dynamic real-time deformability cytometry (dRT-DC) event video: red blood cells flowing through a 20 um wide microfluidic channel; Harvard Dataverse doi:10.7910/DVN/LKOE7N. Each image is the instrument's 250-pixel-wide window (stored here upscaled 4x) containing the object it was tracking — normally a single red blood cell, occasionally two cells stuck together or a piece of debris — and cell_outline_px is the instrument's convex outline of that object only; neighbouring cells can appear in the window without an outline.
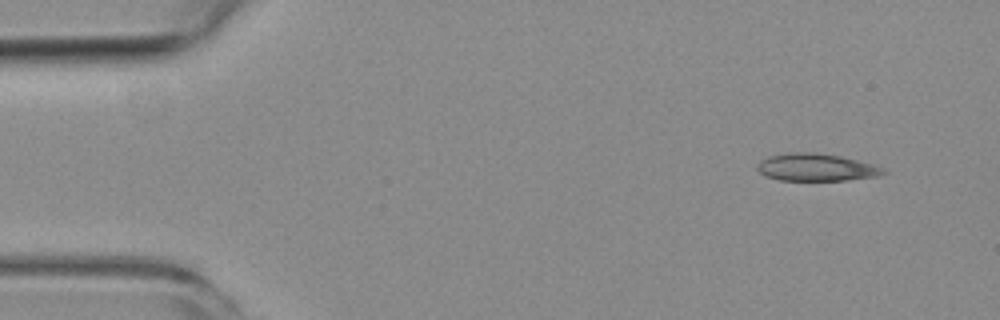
{"species": "common noctule bat (a hibernating species)", "species_latin": "Nyctalus noctula", "temperature_condition": "room temperature", "stored_images_in_passage": 4, "camera_frame_rate_fps": 3000, "um_per_image_px": 0.085, "animal": {"sex": "female", "body_mass_g": 19.3, "forearm_length_mm": 54.1}, "frame": {"image": 1, "passage_image": 1, "time_ms": 0.0, "image_size_px": [1000, 320], "cell_outline_px": [[888, 172], [880, 176], [848, 180], [780, 180], [764, 176], [756, 168], [756, 164], [760, 160], [768, 156], [784, 152], [812, 152], [840, 156], [872, 164], [884, 168]], "centroid_in_image_um": [69.35, 14.22], "position_along_channel_um": 15.7, "area_um2": 20.35}}
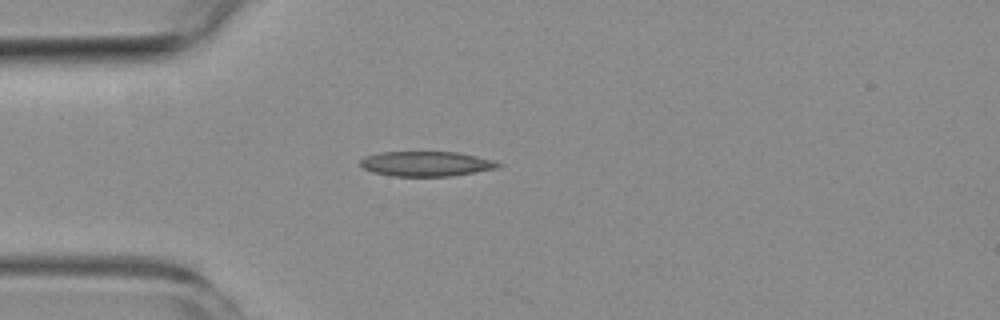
{"frame": {"image": 2, "passage_image": 4, "time_ms": 3.333, "image_size_px": [1000, 320], "cell_outline_px": [[504, 164], [500, 168], [452, 176], [392, 176], [372, 172], [364, 168], [360, 164], [360, 160], [364, 156], [380, 152], [456, 152], [476, 156], [492, 160]], "centroid_in_image_um": [36.24, 13.92], "position_along_channel_um": 48.8, "area_um2": 20.11}}